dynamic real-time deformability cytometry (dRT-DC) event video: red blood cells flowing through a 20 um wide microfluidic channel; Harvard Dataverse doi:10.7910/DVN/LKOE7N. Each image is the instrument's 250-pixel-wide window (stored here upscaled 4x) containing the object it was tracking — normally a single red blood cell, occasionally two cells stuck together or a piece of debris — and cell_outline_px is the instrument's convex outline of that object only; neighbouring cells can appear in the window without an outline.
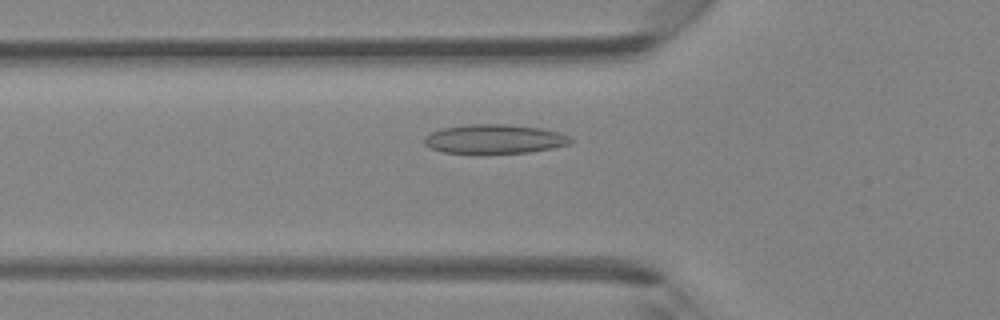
{"species": "Egyptian fruit bat (a non-hibernating species)", "species_latin": "Rousettus aegyptiacus", "temperature_condition": "room temperature", "stored_images_in_passage": 42, "camera_frame_rate_fps": 3000, "um_per_image_px": 0.085, "animal": {"sex": "female"}, "frame": {"image": 1, "passage_image": 16, "time_ms": 5.0, "image_size_px": [1000, 320], "cell_outline_px": [[576, 140], [572, 144], [552, 148], [528, 152], [480, 156], [476, 156], [444, 152], [432, 148], [424, 144], [424, 136], [432, 132], [444, 128], [468, 124], [508, 124], [540, 128], [572, 136]], "centroid_in_image_um": [42.05, 11.86], "position_along_channel_um": 83.8, "area_um2": 25.84}}
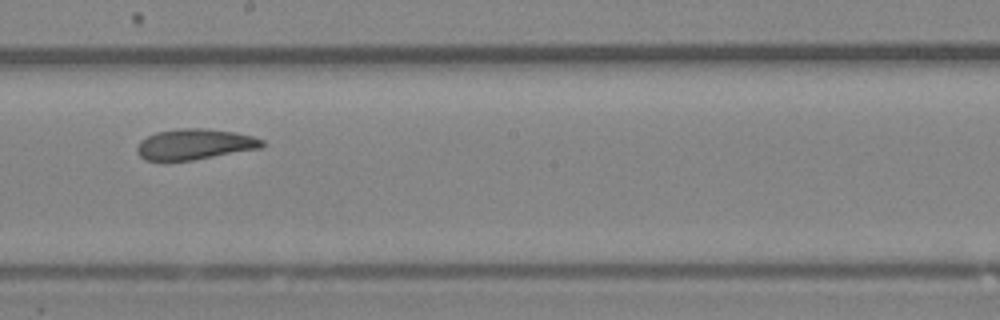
{"frame": {"image": 2, "passage_image": 26, "time_ms": 8.333, "image_size_px": [1000, 320], "cell_outline_px": [[264, 144], [260, 148], [192, 160], [144, 160], [136, 152], [136, 148], [140, 140], [156, 132], [176, 128], [208, 128], [236, 132], [252, 136], [264, 140]], "centroid_in_image_um": [16.53, 12.24], "position_along_channel_um": 231.7, "area_um2": 22.37}}
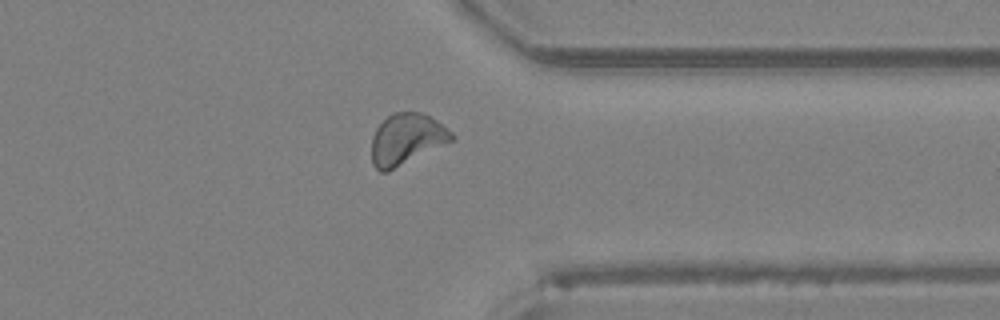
{"frame": {"image": 3, "passage_image": 36, "time_ms": 11.667, "image_size_px": [1000, 320], "cell_outline_px": [[456, 136], [452, 140], [388, 172], [380, 172], [372, 164], [372, 136], [376, 128], [392, 112], [420, 112], [436, 120], [452, 132]], "centroid_in_image_um": [34.53, 11.83], "position_along_channel_um": 376.9, "area_um2": 23.58}}